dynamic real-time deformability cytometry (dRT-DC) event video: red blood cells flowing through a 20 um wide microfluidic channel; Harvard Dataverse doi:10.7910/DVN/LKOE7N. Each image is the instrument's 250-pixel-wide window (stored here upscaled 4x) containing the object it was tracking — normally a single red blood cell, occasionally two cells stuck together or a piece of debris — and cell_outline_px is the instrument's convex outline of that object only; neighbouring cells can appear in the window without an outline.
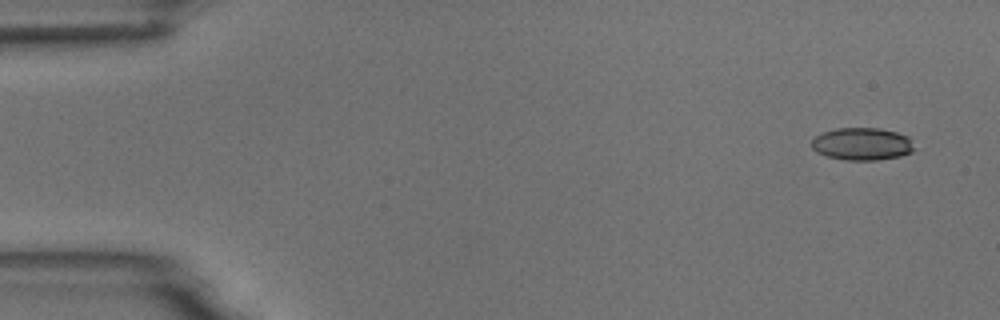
{"species": "common noctule bat (a hibernating species)", "species_latin": "Nyctalus noctula", "temperature_condition": "room temperature", "stored_images_in_passage": 6, "camera_frame_rate_fps": 3000, "um_per_image_px": 0.085, "animal": {"sex": "male", "body_mass_g": 18.8}, "frame": {"image": 1, "passage_image": 1, "time_ms": 0.0, "image_size_px": [1000, 320], "cell_outline_px": [[916, 148], [912, 152], [900, 156], [876, 160], [844, 160], [828, 156], [816, 152], [812, 148], [812, 140], [816, 136], [824, 132], [836, 128], [880, 128], [896, 132], [908, 136]], "centroid_in_image_um": [73.3, 12.24], "position_along_channel_um": 11.7, "area_um2": 19.48}}
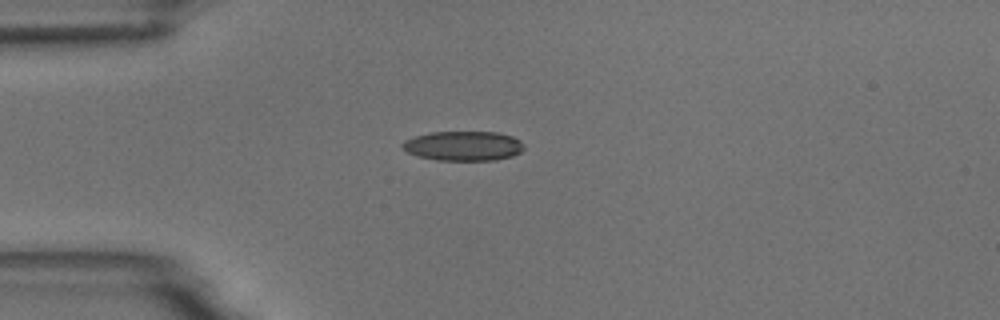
{"frame": {"image": 2, "passage_image": 4, "time_ms": 3.667, "image_size_px": [1000, 320], "cell_outline_px": [[524, 148], [520, 152], [512, 156], [496, 160], [436, 160], [416, 156], [408, 152], [400, 144], [404, 140], [416, 136], [432, 132], [496, 132], [512, 136], [520, 140], [524, 144]], "centroid_in_image_um": [39.39, 12.4], "position_along_channel_um": 45.6, "area_um2": 20.98}}